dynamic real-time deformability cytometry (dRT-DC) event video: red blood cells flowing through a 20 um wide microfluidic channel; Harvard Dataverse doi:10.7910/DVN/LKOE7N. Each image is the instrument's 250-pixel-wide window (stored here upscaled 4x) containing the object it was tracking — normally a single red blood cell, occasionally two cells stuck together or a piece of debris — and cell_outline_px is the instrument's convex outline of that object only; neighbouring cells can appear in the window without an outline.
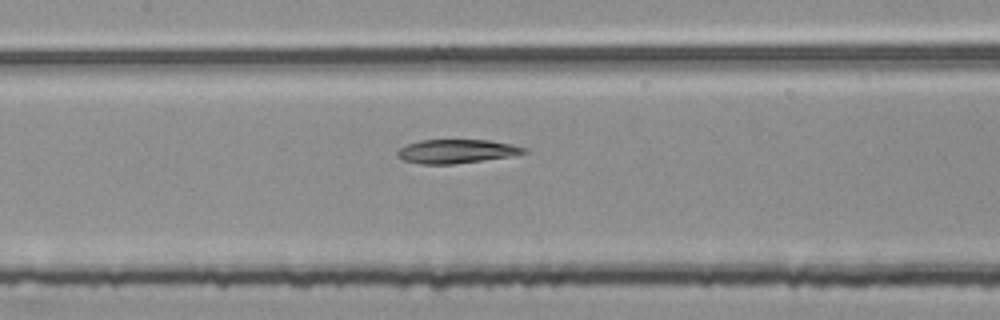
{"species": "common noctule bat (a hibernating species)", "species_latin": "Nyctalus noctula", "temperature_condition": "room temperature", "stored_images_in_passage": 52, "segment_of_instrument_passage": [2, 2], "camera_frame_rate_fps": 3000, "um_per_image_px": 0.085, "animal": {"sex": "female", "body_mass_g": 25.1}, "frame": {"image": 1, "passage_image": 23, "time_ms": 7.333, "image_size_px": [1000, 320], "cell_outline_px": [[528, 152], [512, 156], [452, 164], [420, 164], [404, 160], [396, 156], [396, 152], [400, 148], [408, 144], [420, 140], [488, 140], [512, 144], [528, 148]], "centroid_in_image_um": [38.82, 12.86], "position_along_channel_um": 168.6, "area_um2": 17.57}}
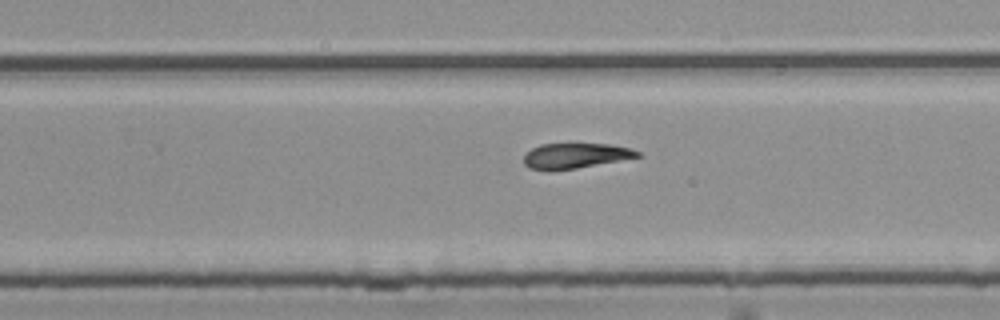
{"frame": {"image": 2, "passage_image": 32, "time_ms": 10.333, "image_size_px": [1000, 320], "cell_outline_px": [[640, 156], [576, 168], [528, 168], [524, 164], [524, 156], [532, 148], [540, 144], [608, 144], [632, 148], [640, 152]], "centroid_in_image_um": [48.93, 13.2], "position_along_channel_um": 280.9, "area_um2": 16.01}}
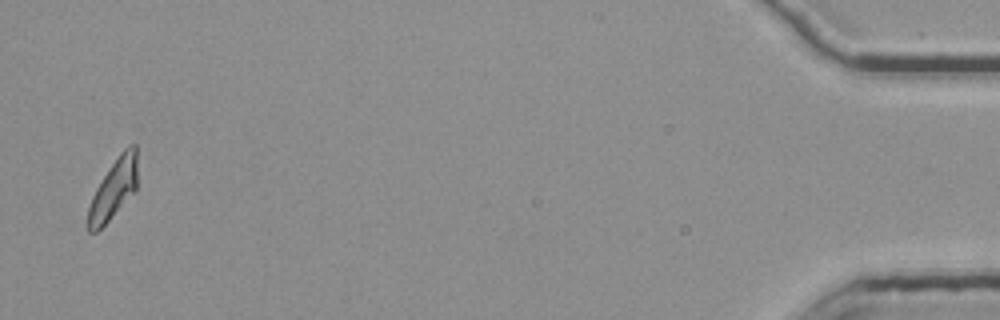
{"frame": {"image": 3, "passage_image": 51, "time_ms": 16.667, "image_size_px": [1000, 320], "cell_outline_px": [[136, 188], [108, 220], [96, 232], [88, 232], [84, 228], [84, 224], [88, 208], [92, 196], [96, 188], [120, 152], [128, 144], [136, 144]], "centroid_in_image_um": [9.58, 16.1], "position_along_channel_um": 425.6, "area_um2": 16.94}}